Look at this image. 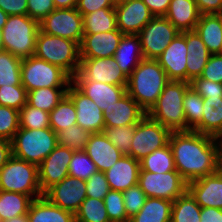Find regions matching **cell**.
Masks as SVG:
<instances>
[{"label":"cell","mask_w":222,"mask_h":222,"mask_svg":"<svg viewBox=\"0 0 222 222\" xmlns=\"http://www.w3.org/2000/svg\"><path fill=\"white\" fill-rule=\"evenodd\" d=\"M122 193L127 216L131 218L141 210L145 204L147 196L138 184L130 187Z\"/></svg>","instance_id":"obj_48"},{"label":"cell","mask_w":222,"mask_h":222,"mask_svg":"<svg viewBox=\"0 0 222 222\" xmlns=\"http://www.w3.org/2000/svg\"><path fill=\"white\" fill-rule=\"evenodd\" d=\"M72 82H101L110 85H127L128 77L114 57L81 58L78 72Z\"/></svg>","instance_id":"obj_11"},{"label":"cell","mask_w":222,"mask_h":222,"mask_svg":"<svg viewBox=\"0 0 222 222\" xmlns=\"http://www.w3.org/2000/svg\"><path fill=\"white\" fill-rule=\"evenodd\" d=\"M40 31L81 44L84 30L83 17L76 8L55 9L41 22Z\"/></svg>","instance_id":"obj_13"},{"label":"cell","mask_w":222,"mask_h":222,"mask_svg":"<svg viewBox=\"0 0 222 222\" xmlns=\"http://www.w3.org/2000/svg\"><path fill=\"white\" fill-rule=\"evenodd\" d=\"M50 127L58 134L60 131L77 124L76 108L66 94L59 104L49 113Z\"/></svg>","instance_id":"obj_37"},{"label":"cell","mask_w":222,"mask_h":222,"mask_svg":"<svg viewBox=\"0 0 222 222\" xmlns=\"http://www.w3.org/2000/svg\"><path fill=\"white\" fill-rule=\"evenodd\" d=\"M171 130L146 115L135 125L129 156L141 160L169 143Z\"/></svg>","instance_id":"obj_9"},{"label":"cell","mask_w":222,"mask_h":222,"mask_svg":"<svg viewBox=\"0 0 222 222\" xmlns=\"http://www.w3.org/2000/svg\"><path fill=\"white\" fill-rule=\"evenodd\" d=\"M0 190L29 195L32 199L43 196L38 166L12 155L0 169Z\"/></svg>","instance_id":"obj_7"},{"label":"cell","mask_w":222,"mask_h":222,"mask_svg":"<svg viewBox=\"0 0 222 222\" xmlns=\"http://www.w3.org/2000/svg\"><path fill=\"white\" fill-rule=\"evenodd\" d=\"M172 201L147 197L141 210L129 222H171Z\"/></svg>","instance_id":"obj_31"},{"label":"cell","mask_w":222,"mask_h":222,"mask_svg":"<svg viewBox=\"0 0 222 222\" xmlns=\"http://www.w3.org/2000/svg\"><path fill=\"white\" fill-rule=\"evenodd\" d=\"M200 222H222V209L213 207L201 208Z\"/></svg>","instance_id":"obj_57"},{"label":"cell","mask_w":222,"mask_h":222,"mask_svg":"<svg viewBox=\"0 0 222 222\" xmlns=\"http://www.w3.org/2000/svg\"><path fill=\"white\" fill-rule=\"evenodd\" d=\"M27 216L29 222H76L75 214L52 204L45 196L33 199Z\"/></svg>","instance_id":"obj_28"},{"label":"cell","mask_w":222,"mask_h":222,"mask_svg":"<svg viewBox=\"0 0 222 222\" xmlns=\"http://www.w3.org/2000/svg\"><path fill=\"white\" fill-rule=\"evenodd\" d=\"M113 1H114V4L116 5V4L123 3L130 0H113Z\"/></svg>","instance_id":"obj_63"},{"label":"cell","mask_w":222,"mask_h":222,"mask_svg":"<svg viewBox=\"0 0 222 222\" xmlns=\"http://www.w3.org/2000/svg\"><path fill=\"white\" fill-rule=\"evenodd\" d=\"M140 161L129 155H123L105 173L111 190L125 191L138 184Z\"/></svg>","instance_id":"obj_23"},{"label":"cell","mask_w":222,"mask_h":222,"mask_svg":"<svg viewBox=\"0 0 222 222\" xmlns=\"http://www.w3.org/2000/svg\"><path fill=\"white\" fill-rule=\"evenodd\" d=\"M56 9L76 8L77 0H53Z\"/></svg>","instance_id":"obj_59"},{"label":"cell","mask_w":222,"mask_h":222,"mask_svg":"<svg viewBox=\"0 0 222 222\" xmlns=\"http://www.w3.org/2000/svg\"><path fill=\"white\" fill-rule=\"evenodd\" d=\"M103 200L111 222H129L121 191L110 190Z\"/></svg>","instance_id":"obj_45"},{"label":"cell","mask_w":222,"mask_h":222,"mask_svg":"<svg viewBox=\"0 0 222 222\" xmlns=\"http://www.w3.org/2000/svg\"><path fill=\"white\" fill-rule=\"evenodd\" d=\"M0 9L9 16L27 15V0H0Z\"/></svg>","instance_id":"obj_54"},{"label":"cell","mask_w":222,"mask_h":222,"mask_svg":"<svg viewBox=\"0 0 222 222\" xmlns=\"http://www.w3.org/2000/svg\"><path fill=\"white\" fill-rule=\"evenodd\" d=\"M202 121L192 130L219 139L222 136V97L203 98Z\"/></svg>","instance_id":"obj_30"},{"label":"cell","mask_w":222,"mask_h":222,"mask_svg":"<svg viewBox=\"0 0 222 222\" xmlns=\"http://www.w3.org/2000/svg\"><path fill=\"white\" fill-rule=\"evenodd\" d=\"M33 199L29 195L0 190V216L3 221L27 214Z\"/></svg>","instance_id":"obj_33"},{"label":"cell","mask_w":222,"mask_h":222,"mask_svg":"<svg viewBox=\"0 0 222 222\" xmlns=\"http://www.w3.org/2000/svg\"><path fill=\"white\" fill-rule=\"evenodd\" d=\"M123 73L129 77L133 70L144 59L138 35L124 34L114 54Z\"/></svg>","instance_id":"obj_27"},{"label":"cell","mask_w":222,"mask_h":222,"mask_svg":"<svg viewBox=\"0 0 222 222\" xmlns=\"http://www.w3.org/2000/svg\"><path fill=\"white\" fill-rule=\"evenodd\" d=\"M39 22L28 15L8 16L2 28L3 50L23 60L35 54Z\"/></svg>","instance_id":"obj_5"},{"label":"cell","mask_w":222,"mask_h":222,"mask_svg":"<svg viewBox=\"0 0 222 222\" xmlns=\"http://www.w3.org/2000/svg\"><path fill=\"white\" fill-rule=\"evenodd\" d=\"M169 145L175 168L190 183L222 168L219 139L195 131H172Z\"/></svg>","instance_id":"obj_1"},{"label":"cell","mask_w":222,"mask_h":222,"mask_svg":"<svg viewBox=\"0 0 222 222\" xmlns=\"http://www.w3.org/2000/svg\"><path fill=\"white\" fill-rule=\"evenodd\" d=\"M124 34L120 30L110 32L84 34L80 44L81 58L114 57L120 40Z\"/></svg>","instance_id":"obj_20"},{"label":"cell","mask_w":222,"mask_h":222,"mask_svg":"<svg viewBox=\"0 0 222 222\" xmlns=\"http://www.w3.org/2000/svg\"><path fill=\"white\" fill-rule=\"evenodd\" d=\"M91 135L90 131L75 124L57 134L58 145L69 147L73 151H85L86 143Z\"/></svg>","instance_id":"obj_41"},{"label":"cell","mask_w":222,"mask_h":222,"mask_svg":"<svg viewBox=\"0 0 222 222\" xmlns=\"http://www.w3.org/2000/svg\"><path fill=\"white\" fill-rule=\"evenodd\" d=\"M195 0H171L165 17L179 31H194L200 18Z\"/></svg>","instance_id":"obj_26"},{"label":"cell","mask_w":222,"mask_h":222,"mask_svg":"<svg viewBox=\"0 0 222 222\" xmlns=\"http://www.w3.org/2000/svg\"><path fill=\"white\" fill-rule=\"evenodd\" d=\"M12 155L39 166L58 145L57 134L46 129L19 128L11 141Z\"/></svg>","instance_id":"obj_6"},{"label":"cell","mask_w":222,"mask_h":222,"mask_svg":"<svg viewBox=\"0 0 222 222\" xmlns=\"http://www.w3.org/2000/svg\"><path fill=\"white\" fill-rule=\"evenodd\" d=\"M220 145H221V162H222V136L219 138Z\"/></svg>","instance_id":"obj_64"},{"label":"cell","mask_w":222,"mask_h":222,"mask_svg":"<svg viewBox=\"0 0 222 222\" xmlns=\"http://www.w3.org/2000/svg\"><path fill=\"white\" fill-rule=\"evenodd\" d=\"M55 9L53 0H27V15L38 22Z\"/></svg>","instance_id":"obj_50"},{"label":"cell","mask_w":222,"mask_h":222,"mask_svg":"<svg viewBox=\"0 0 222 222\" xmlns=\"http://www.w3.org/2000/svg\"><path fill=\"white\" fill-rule=\"evenodd\" d=\"M85 152L94 162L97 170L103 173L124 155L110 142L104 132L92 133L86 143Z\"/></svg>","instance_id":"obj_22"},{"label":"cell","mask_w":222,"mask_h":222,"mask_svg":"<svg viewBox=\"0 0 222 222\" xmlns=\"http://www.w3.org/2000/svg\"><path fill=\"white\" fill-rule=\"evenodd\" d=\"M201 207L187 190L173 201L171 222H200Z\"/></svg>","instance_id":"obj_36"},{"label":"cell","mask_w":222,"mask_h":222,"mask_svg":"<svg viewBox=\"0 0 222 222\" xmlns=\"http://www.w3.org/2000/svg\"><path fill=\"white\" fill-rule=\"evenodd\" d=\"M171 0H143L151 13L156 16H165Z\"/></svg>","instance_id":"obj_56"},{"label":"cell","mask_w":222,"mask_h":222,"mask_svg":"<svg viewBox=\"0 0 222 222\" xmlns=\"http://www.w3.org/2000/svg\"><path fill=\"white\" fill-rule=\"evenodd\" d=\"M34 55L60 67L71 78L78 72L80 67V44L78 42L45 34L40 30Z\"/></svg>","instance_id":"obj_4"},{"label":"cell","mask_w":222,"mask_h":222,"mask_svg":"<svg viewBox=\"0 0 222 222\" xmlns=\"http://www.w3.org/2000/svg\"><path fill=\"white\" fill-rule=\"evenodd\" d=\"M140 171L166 173L176 170L173 152L169 143L140 160Z\"/></svg>","instance_id":"obj_34"},{"label":"cell","mask_w":222,"mask_h":222,"mask_svg":"<svg viewBox=\"0 0 222 222\" xmlns=\"http://www.w3.org/2000/svg\"><path fill=\"white\" fill-rule=\"evenodd\" d=\"M0 50H3L2 30L0 29Z\"/></svg>","instance_id":"obj_62"},{"label":"cell","mask_w":222,"mask_h":222,"mask_svg":"<svg viewBox=\"0 0 222 222\" xmlns=\"http://www.w3.org/2000/svg\"><path fill=\"white\" fill-rule=\"evenodd\" d=\"M82 17L84 34L119 30L117 28L115 8H101Z\"/></svg>","instance_id":"obj_32"},{"label":"cell","mask_w":222,"mask_h":222,"mask_svg":"<svg viewBox=\"0 0 222 222\" xmlns=\"http://www.w3.org/2000/svg\"><path fill=\"white\" fill-rule=\"evenodd\" d=\"M103 132L110 142L124 155L129 154L134 137L135 125L105 128Z\"/></svg>","instance_id":"obj_44"},{"label":"cell","mask_w":222,"mask_h":222,"mask_svg":"<svg viewBox=\"0 0 222 222\" xmlns=\"http://www.w3.org/2000/svg\"><path fill=\"white\" fill-rule=\"evenodd\" d=\"M138 185L147 197L172 202L188 190V183L177 170L166 173L140 171Z\"/></svg>","instance_id":"obj_10"},{"label":"cell","mask_w":222,"mask_h":222,"mask_svg":"<svg viewBox=\"0 0 222 222\" xmlns=\"http://www.w3.org/2000/svg\"><path fill=\"white\" fill-rule=\"evenodd\" d=\"M73 152L69 147L57 145L38 166V180L43 194L68 176V166Z\"/></svg>","instance_id":"obj_14"},{"label":"cell","mask_w":222,"mask_h":222,"mask_svg":"<svg viewBox=\"0 0 222 222\" xmlns=\"http://www.w3.org/2000/svg\"><path fill=\"white\" fill-rule=\"evenodd\" d=\"M190 85L202 98L222 97V83L198 77Z\"/></svg>","instance_id":"obj_51"},{"label":"cell","mask_w":222,"mask_h":222,"mask_svg":"<svg viewBox=\"0 0 222 222\" xmlns=\"http://www.w3.org/2000/svg\"><path fill=\"white\" fill-rule=\"evenodd\" d=\"M98 170L85 151H74L68 166V175L87 181Z\"/></svg>","instance_id":"obj_42"},{"label":"cell","mask_w":222,"mask_h":222,"mask_svg":"<svg viewBox=\"0 0 222 222\" xmlns=\"http://www.w3.org/2000/svg\"><path fill=\"white\" fill-rule=\"evenodd\" d=\"M76 222H111L104 200L86 197L75 213Z\"/></svg>","instance_id":"obj_40"},{"label":"cell","mask_w":222,"mask_h":222,"mask_svg":"<svg viewBox=\"0 0 222 222\" xmlns=\"http://www.w3.org/2000/svg\"><path fill=\"white\" fill-rule=\"evenodd\" d=\"M27 104V91L22 85L1 86L0 105L20 111Z\"/></svg>","instance_id":"obj_47"},{"label":"cell","mask_w":222,"mask_h":222,"mask_svg":"<svg viewBox=\"0 0 222 222\" xmlns=\"http://www.w3.org/2000/svg\"><path fill=\"white\" fill-rule=\"evenodd\" d=\"M20 128L46 129L50 128V117L47 111L26 104L20 111Z\"/></svg>","instance_id":"obj_43"},{"label":"cell","mask_w":222,"mask_h":222,"mask_svg":"<svg viewBox=\"0 0 222 222\" xmlns=\"http://www.w3.org/2000/svg\"><path fill=\"white\" fill-rule=\"evenodd\" d=\"M8 16L9 15L7 13H5L2 9H0V29L1 30L4 27V25L6 24Z\"/></svg>","instance_id":"obj_61"},{"label":"cell","mask_w":222,"mask_h":222,"mask_svg":"<svg viewBox=\"0 0 222 222\" xmlns=\"http://www.w3.org/2000/svg\"><path fill=\"white\" fill-rule=\"evenodd\" d=\"M195 31L211 54L222 51V14H201Z\"/></svg>","instance_id":"obj_29"},{"label":"cell","mask_w":222,"mask_h":222,"mask_svg":"<svg viewBox=\"0 0 222 222\" xmlns=\"http://www.w3.org/2000/svg\"><path fill=\"white\" fill-rule=\"evenodd\" d=\"M185 31L176 35L169 46L156 59L170 81L187 82L186 58L188 56Z\"/></svg>","instance_id":"obj_17"},{"label":"cell","mask_w":222,"mask_h":222,"mask_svg":"<svg viewBox=\"0 0 222 222\" xmlns=\"http://www.w3.org/2000/svg\"><path fill=\"white\" fill-rule=\"evenodd\" d=\"M112 110L104 116L105 128L136 125L147 115L128 93L115 103Z\"/></svg>","instance_id":"obj_24"},{"label":"cell","mask_w":222,"mask_h":222,"mask_svg":"<svg viewBox=\"0 0 222 222\" xmlns=\"http://www.w3.org/2000/svg\"><path fill=\"white\" fill-rule=\"evenodd\" d=\"M169 82L157 60L143 59L128 77L126 91L148 113Z\"/></svg>","instance_id":"obj_2"},{"label":"cell","mask_w":222,"mask_h":222,"mask_svg":"<svg viewBox=\"0 0 222 222\" xmlns=\"http://www.w3.org/2000/svg\"><path fill=\"white\" fill-rule=\"evenodd\" d=\"M12 156V144L6 139H0V169Z\"/></svg>","instance_id":"obj_58"},{"label":"cell","mask_w":222,"mask_h":222,"mask_svg":"<svg viewBox=\"0 0 222 222\" xmlns=\"http://www.w3.org/2000/svg\"><path fill=\"white\" fill-rule=\"evenodd\" d=\"M203 98L190 86L183 98L186 131L193 130L203 118Z\"/></svg>","instance_id":"obj_39"},{"label":"cell","mask_w":222,"mask_h":222,"mask_svg":"<svg viewBox=\"0 0 222 222\" xmlns=\"http://www.w3.org/2000/svg\"><path fill=\"white\" fill-rule=\"evenodd\" d=\"M67 95L75 105L77 125L91 133L103 132L105 129L103 111L72 82L68 86Z\"/></svg>","instance_id":"obj_16"},{"label":"cell","mask_w":222,"mask_h":222,"mask_svg":"<svg viewBox=\"0 0 222 222\" xmlns=\"http://www.w3.org/2000/svg\"><path fill=\"white\" fill-rule=\"evenodd\" d=\"M86 182V197L103 200L111 190L105 173L97 171Z\"/></svg>","instance_id":"obj_49"},{"label":"cell","mask_w":222,"mask_h":222,"mask_svg":"<svg viewBox=\"0 0 222 222\" xmlns=\"http://www.w3.org/2000/svg\"><path fill=\"white\" fill-rule=\"evenodd\" d=\"M180 33L165 16L153 17L137 34L144 59L156 60Z\"/></svg>","instance_id":"obj_12"},{"label":"cell","mask_w":222,"mask_h":222,"mask_svg":"<svg viewBox=\"0 0 222 222\" xmlns=\"http://www.w3.org/2000/svg\"><path fill=\"white\" fill-rule=\"evenodd\" d=\"M22 86L27 92L38 88H68L72 78L60 67L35 55L22 60Z\"/></svg>","instance_id":"obj_8"},{"label":"cell","mask_w":222,"mask_h":222,"mask_svg":"<svg viewBox=\"0 0 222 222\" xmlns=\"http://www.w3.org/2000/svg\"><path fill=\"white\" fill-rule=\"evenodd\" d=\"M3 222H29V219H28L27 214H23V215H18V216H15L14 218L5 220Z\"/></svg>","instance_id":"obj_60"},{"label":"cell","mask_w":222,"mask_h":222,"mask_svg":"<svg viewBox=\"0 0 222 222\" xmlns=\"http://www.w3.org/2000/svg\"><path fill=\"white\" fill-rule=\"evenodd\" d=\"M185 38L189 53L186 58L187 82L191 83L200 77L211 53L195 30L185 31Z\"/></svg>","instance_id":"obj_25"},{"label":"cell","mask_w":222,"mask_h":222,"mask_svg":"<svg viewBox=\"0 0 222 222\" xmlns=\"http://www.w3.org/2000/svg\"><path fill=\"white\" fill-rule=\"evenodd\" d=\"M43 196L52 204L75 214L86 198V182L68 175L49 188Z\"/></svg>","instance_id":"obj_15"},{"label":"cell","mask_w":222,"mask_h":222,"mask_svg":"<svg viewBox=\"0 0 222 222\" xmlns=\"http://www.w3.org/2000/svg\"><path fill=\"white\" fill-rule=\"evenodd\" d=\"M200 14H222V0H195Z\"/></svg>","instance_id":"obj_55"},{"label":"cell","mask_w":222,"mask_h":222,"mask_svg":"<svg viewBox=\"0 0 222 222\" xmlns=\"http://www.w3.org/2000/svg\"><path fill=\"white\" fill-rule=\"evenodd\" d=\"M68 88H38L27 92V104L50 113L67 94Z\"/></svg>","instance_id":"obj_35"},{"label":"cell","mask_w":222,"mask_h":222,"mask_svg":"<svg viewBox=\"0 0 222 222\" xmlns=\"http://www.w3.org/2000/svg\"><path fill=\"white\" fill-rule=\"evenodd\" d=\"M19 111L0 105V139L12 141L20 128Z\"/></svg>","instance_id":"obj_46"},{"label":"cell","mask_w":222,"mask_h":222,"mask_svg":"<svg viewBox=\"0 0 222 222\" xmlns=\"http://www.w3.org/2000/svg\"><path fill=\"white\" fill-rule=\"evenodd\" d=\"M190 82L170 81L147 115L171 131H186L183 98Z\"/></svg>","instance_id":"obj_3"},{"label":"cell","mask_w":222,"mask_h":222,"mask_svg":"<svg viewBox=\"0 0 222 222\" xmlns=\"http://www.w3.org/2000/svg\"><path fill=\"white\" fill-rule=\"evenodd\" d=\"M22 60L6 50H0V87L22 85Z\"/></svg>","instance_id":"obj_38"},{"label":"cell","mask_w":222,"mask_h":222,"mask_svg":"<svg viewBox=\"0 0 222 222\" xmlns=\"http://www.w3.org/2000/svg\"><path fill=\"white\" fill-rule=\"evenodd\" d=\"M188 191L201 208L222 209V168L215 174L188 183Z\"/></svg>","instance_id":"obj_21"},{"label":"cell","mask_w":222,"mask_h":222,"mask_svg":"<svg viewBox=\"0 0 222 222\" xmlns=\"http://www.w3.org/2000/svg\"><path fill=\"white\" fill-rule=\"evenodd\" d=\"M117 28L123 34L137 35L154 17L143 0H130L115 5Z\"/></svg>","instance_id":"obj_18"},{"label":"cell","mask_w":222,"mask_h":222,"mask_svg":"<svg viewBox=\"0 0 222 222\" xmlns=\"http://www.w3.org/2000/svg\"><path fill=\"white\" fill-rule=\"evenodd\" d=\"M113 0H77L76 9L81 15L92 13L101 8H114Z\"/></svg>","instance_id":"obj_53"},{"label":"cell","mask_w":222,"mask_h":222,"mask_svg":"<svg viewBox=\"0 0 222 222\" xmlns=\"http://www.w3.org/2000/svg\"><path fill=\"white\" fill-rule=\"evenodd\" d=\"M200 77L206 80L212 81V82L222 83V55L221 54H211Z\"/></svg>","instance_id":"obj_52"},{"label":"cell","mask_w":222,"mask_h":222,"mask_svg":"<svg viewBox=\"0 0 222 222\" xmlns=\"http://www.w3.org/2000/svg\"><path fill=\"white\" fill-rule=\"evenodd\" d=\"M72 83L103 111L104 116L112 113L115 103L127 93V85H110L101 82Z\"/></svg>","instance_id":"obj_19"}]
</instances>
